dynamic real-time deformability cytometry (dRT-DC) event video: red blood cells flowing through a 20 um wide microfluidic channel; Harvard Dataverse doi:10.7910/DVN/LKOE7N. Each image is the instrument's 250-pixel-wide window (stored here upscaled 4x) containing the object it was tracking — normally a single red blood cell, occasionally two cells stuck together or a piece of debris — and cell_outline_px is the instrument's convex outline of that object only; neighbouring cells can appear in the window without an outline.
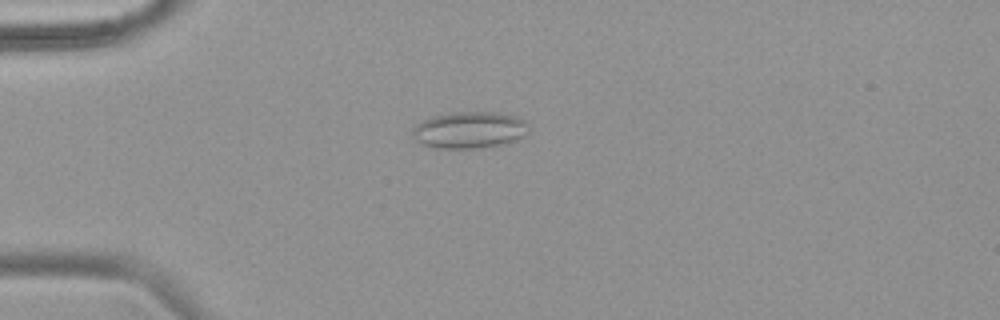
{"species": "common noctule bat (a hibernating species)", "species_latin": "Nyctalus noctula", "temperature_condition": "warm", "stored_images_in_passage": 52, "camera_frame_rate_fps": 3000, "um_per_image_px": 0.085, "animal": {"sex": "female", "body_mass_g": 18.4}, "frame": {"image": 1, "passage_image": 15, "time_ms": 4.667, "image_size_px": [1000, 320], "cell_outline_px": [[528, 132], [524, 136], [516, 140], [500, 144], [480, 148], [432, 148], [416, 140], [412, 136], [412, 128], [416, 124], [432, 116], [452, 112], [496, 112], [516, 116], [524, 120]], "centroid_in_image_um": [39.87, 11.04], "position_along_channel_um": 45.1, "area_um2": 24.8}}
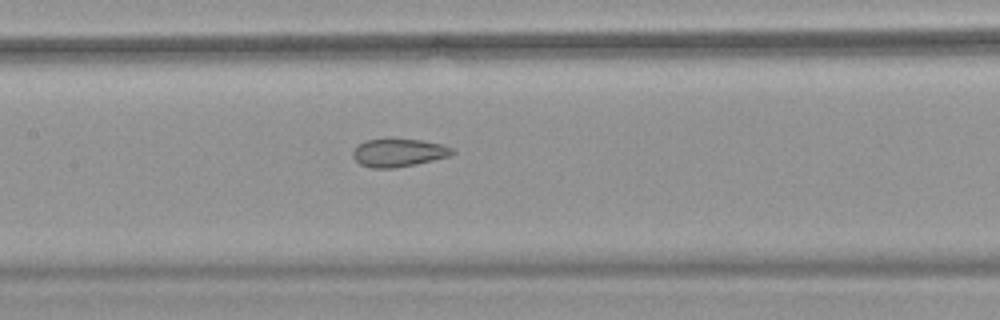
{"frame": {"image": 2, "passage_image": 27, "time_ms": 8.667, "image_size_px": [1000, 320], "cell_outline_px": [[456, 152], [452, 156], [416, 164], [392, 168], [372, 168], [360, 164], [352, 156], [352, 152], [364, 140], [420, 140], [440, 144], [452, 148]], "centroid_in_image_um": [33.91, 13.0], "position_along_channel_um": 173.5, "area_um2": 15.95}}
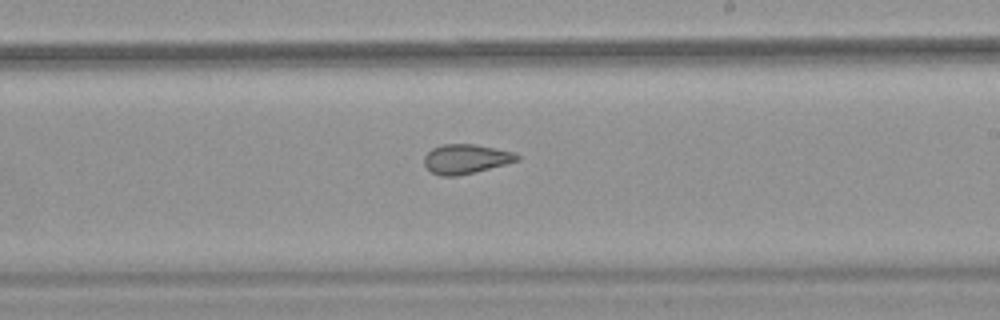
{"frame": {"image": 3, "passage_image": 33, "time_ms": 10.667, "image_size_px": [1000, 320], "cell_outline_px": [[520, 160], [476, 172], [456, 176], [440, 176], [432, 172], [424, 164], [424, 156], [432, 148], [444, 144], [476, 144], [516, 152], [520, 156]], "centroid_in_image_um": [39.63, 13.51], "position_along_channel_um": 249.4, "area_um2": 16.07}}